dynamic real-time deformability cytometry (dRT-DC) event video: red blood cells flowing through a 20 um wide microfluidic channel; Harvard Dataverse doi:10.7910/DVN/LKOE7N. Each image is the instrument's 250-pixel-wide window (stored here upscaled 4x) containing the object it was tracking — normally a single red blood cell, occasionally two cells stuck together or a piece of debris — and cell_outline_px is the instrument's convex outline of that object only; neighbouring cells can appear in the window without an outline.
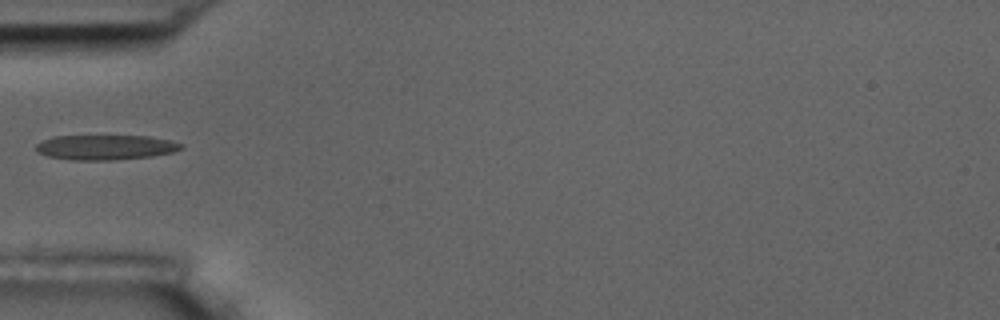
{"species": "common noctule bat (a hibernating species)", "species_latin": "Nyctalus noctula", "temperature_condition": "room temperature", "stored_images_in_passage": 2, "camera_frame_rate_fps": 3000, "um_per_image_px": 0.085, "animal": {"sex": "male", "body_mass_g": 17.5, "forearm_length_mm": 52.3}, "frame": {"image": 1, "passage_image": 1, "time_ms": 0.0, "image_size_px": [1000, 320], "cell_outline_px": [[184, 148], [172, 152], [152, 156], [112, 160], [68, 160], [48, 156], [40, 152], [36, 148], [36, 144], [52, 136], [148, 136], [168, 140], [184, 144]], "centroid_in_image_um": [8.98, 12.52], "position_along_channel_um": 76.0, "area_um2": 20.98}}